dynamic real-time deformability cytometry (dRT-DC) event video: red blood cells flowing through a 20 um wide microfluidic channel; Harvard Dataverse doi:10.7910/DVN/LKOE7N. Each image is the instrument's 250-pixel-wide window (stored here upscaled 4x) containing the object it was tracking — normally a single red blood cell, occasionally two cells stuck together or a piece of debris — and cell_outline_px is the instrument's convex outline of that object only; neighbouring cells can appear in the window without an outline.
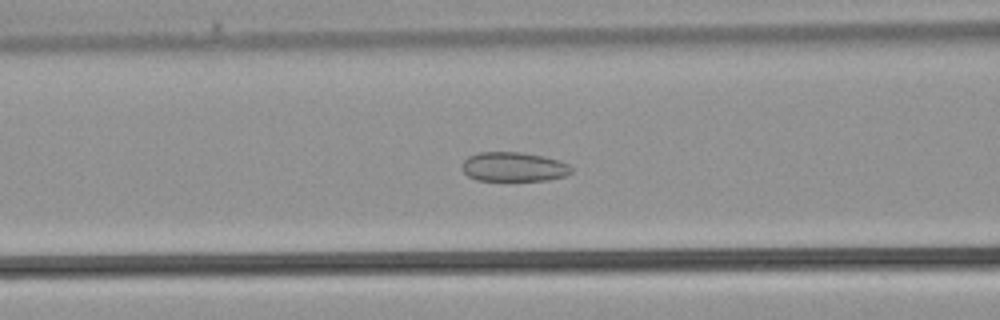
{"species": "common noctule bat (a hibernating species)", "species_latin": "Nyctalus noctula", "temperature_condition": "warm", "stored_images_in_passage": 38, "camera_frame_rate_fps": 3000, "um_per_image_px": 0.085, "animal": {"sex": "male", "body_mass_g": 21.5, "forearm_length_mm": 52.0}, "frame": {"image": 1, "passage_image": 15, "time_ms": 4.667, "image_size_px": [1000, 320], "cell_outline_px": [[572, 172], [564, 176], [548, 180], [476, 180], [468, 176], [460, 168], [464, 160], [468, 156], [480, 152], [520, 152], [544, 156], [568, 164], [572, 168]], "centroid_in_image_um": [43.63, 14.18], "position_along_channel_um": 123.0, "area_um2": 18.67}}
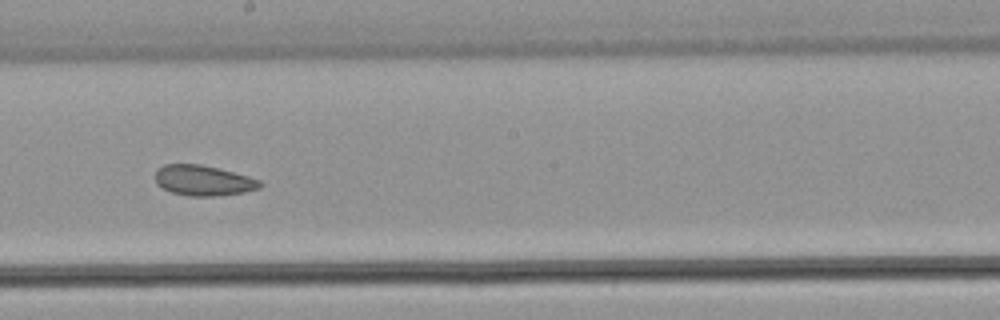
{"frame": {"image": 2, "passage_image": 21, "time_ms": 6.667, "image_size_px": [1000, 320], "cell_outline_px": [[264, 184], [260, 188], [244, 192], [216, 196], [188, 196], [172, 192], [160, 188], [156, 184], [156, 168], [164, 164], [200, 164], [248, 176], [260, 180]], "centroid_in_image_um": [17.26, 15.35], "position_along_channel_um": 230.9, "area_um2": 18.61}}
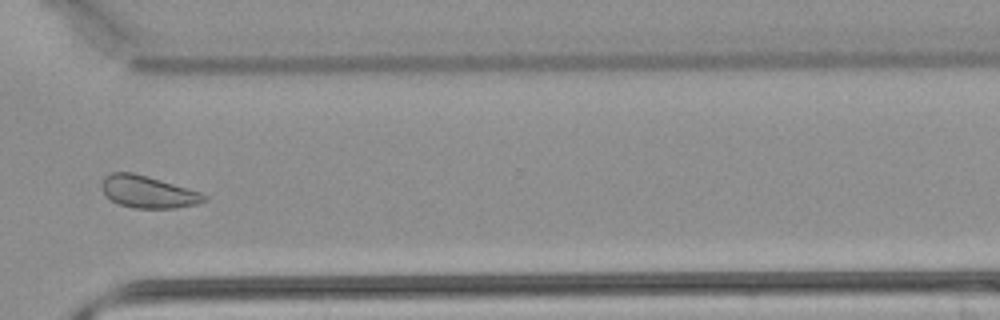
{"frame": {"image": 3, "passage_image": 28, "time_ms": 9.0, "image_size_px": [1000, 320], "cell_outline_px": [[208, 200], [196, 204], [176, 208], [132, 208], [120, 204], [112, 200], [104, 192], [100, 184], [104, 176], [112, 172], [132, 172], [148, 176], [200, 192], [208, 196]], "centroid_in_image_um": [12.58, 16.3], "position_along_channel_um": 358.0, "area_um2": 19.13}}